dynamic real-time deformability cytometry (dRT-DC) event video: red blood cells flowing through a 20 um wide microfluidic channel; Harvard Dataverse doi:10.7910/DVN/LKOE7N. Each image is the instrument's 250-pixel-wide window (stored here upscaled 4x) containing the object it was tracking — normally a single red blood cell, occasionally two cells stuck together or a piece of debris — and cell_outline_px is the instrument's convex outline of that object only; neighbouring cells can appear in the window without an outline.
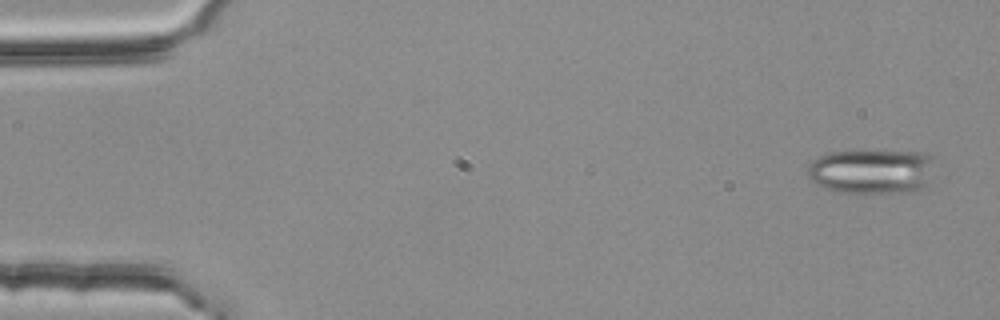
{"species": "common noctule bat (a hibernating species)", "species_latin": "Nyctalus noctula", "temperature_condition": "room temperature", "stored_images_in_passage": 5, "camera_frame_rate_fps": 3000, "um_per_image_px": 0.085, "animal": {"sex": "female", "body_mass_g": 25.1}, "frame": {"image": 1, "passage_image": 1, "time_ms": 0.0, "image_size_px": [1000, 320], "cell_outline_px": [[932, 160], [924, 184], [920, 188], [912, 192], [836, 192], [824, 188], [816, 184], [808, 176], [808, 168], [812, 160], [828, 152], [924, 152], [932, 156]], "centroid_in_image_um": [74.01, 14.57], "position_along_channel_um": 11.0, "area_um2": 32.25}}